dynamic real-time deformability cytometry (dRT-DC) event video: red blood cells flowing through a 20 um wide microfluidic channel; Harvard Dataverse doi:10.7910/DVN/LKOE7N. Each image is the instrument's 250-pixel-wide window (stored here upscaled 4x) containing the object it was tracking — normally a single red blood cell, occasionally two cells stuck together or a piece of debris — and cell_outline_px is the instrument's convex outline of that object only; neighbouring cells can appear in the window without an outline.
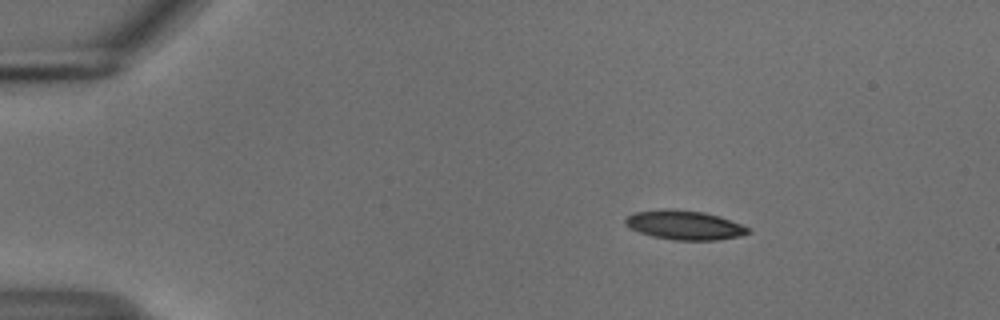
{"species": "common noctule bat (a hibernating species)", "species_latin": "Nyctalus noctula", "temperature_condition": "cold", "stored_images_in_passage": 47, "camera_frame_rate_fps": 3000, "um_per_image_px": 0.085, "animal": {"sex": "male", "body_mass_g": 18.8}, "frame": {"image": 1, "passage_image": 1, "time_ms": 0.0, "image_size_px": [1000, 320], "cell_outline_px": [[752, 232], [740, 236], [716, 240], [676, 240], [652, 236], [640, 232], [624, 224], [624, 220], [632, 212], [664, 208], [672, 208], [704, 212], [720, 216], [752, 228]], "centroid_in_image_um": [58.21, 19.11], "position_along_channel_um": 26.8, "area_um2": 21.15}}
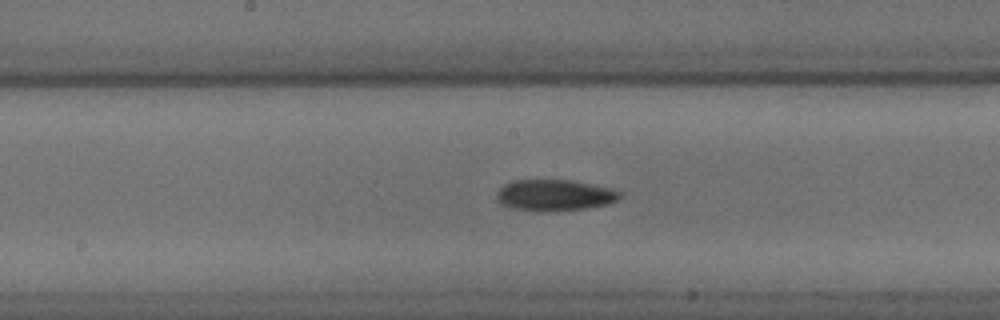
{"frame": {"image": 2, "passage_image": 21, "time_ms": 6.667, "image_size_px": [1000, 320], "cell_outline_px": [[620, 196], [616, 200], [608, 204], [584, 208], [512, 208], [500, 204], [496, 200], [496, 192], [504, 184], [512, 180], [572, 180], [612, 188], [620, 192]], "centroid_in_image_um": [47.12, 16.53], "position_along_channel_um": 201.1, "area_um2": 21.44}}
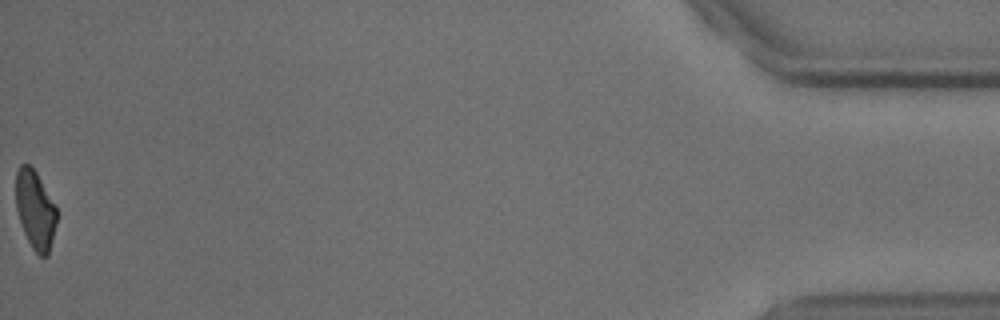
{"frame": {"image": 3, "passage_image": 47, "time_ms": 15.333, "image_size_px": [1000, 320], "cell_outline_px": [[56, 224], [48, 256], [40, 256], [32, 248], [24, 232], [16, 208], [16, 172], [20, 164], [28, 164], [36, 172], [56, 204]], "centroid_in_image_um": [3.0, 17.82], "position_along_channel_um": 432.2, "area_um2": 18.61}, "authors_computed_cell_mechanics": {"area_um2": 21.1548, "velocity_mm_per_s": 3.7146, "shape_relaxation_time_tau1_ms": 8.2462, "shape_relaxation_time_tau2_ms": null, "deformation_change_tau1": 0.159, "deformation_change_tau2": null}}